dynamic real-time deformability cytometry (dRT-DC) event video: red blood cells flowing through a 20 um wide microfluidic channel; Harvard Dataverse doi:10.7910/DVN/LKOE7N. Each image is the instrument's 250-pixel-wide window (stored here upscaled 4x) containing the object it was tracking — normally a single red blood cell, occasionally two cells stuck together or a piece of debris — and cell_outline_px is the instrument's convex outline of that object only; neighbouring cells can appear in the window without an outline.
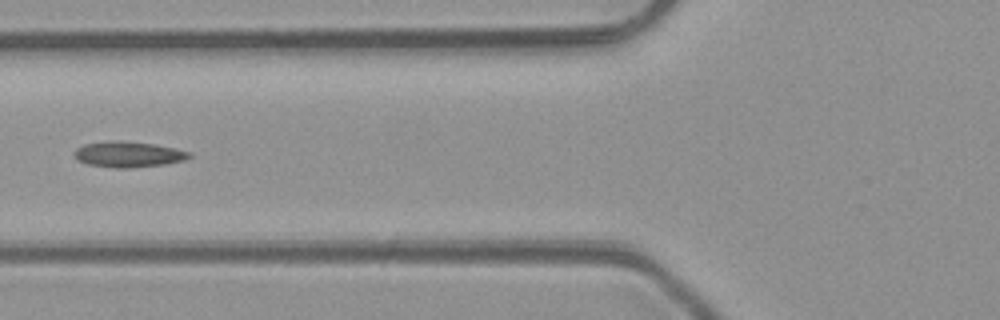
{"species": "common noctule bat (a hibernating species)", "species_latin": "Nyctalus noctula", "temperature_condition": "room temperature", "stored_images_in_passage": 6, "camera_frame_rate_fps": 3000, "um_per_image_px": 0.085, "animal": {"sex": "male", "body_mass_g": 23.1, "forearm_length_mm": 52.7}, "frame": {"image": 1, "passage_image": 5, "time_ms": 4.667, "image_size_px": [1000, 320], "cell_outline_px": [[192, 156], [184, 160], [164, 164], [128, 168], [112, 168], [88, 164], [76, 160], [72, 152], [76, 148], [84, 144], [108, 140], [120, 140], [152, 144], [176, 148], [192, 152]], "centroid_in_image_um": [10.87, 13.11], "position_along_channel_um": 114.9, "area_um2": 17.46}}
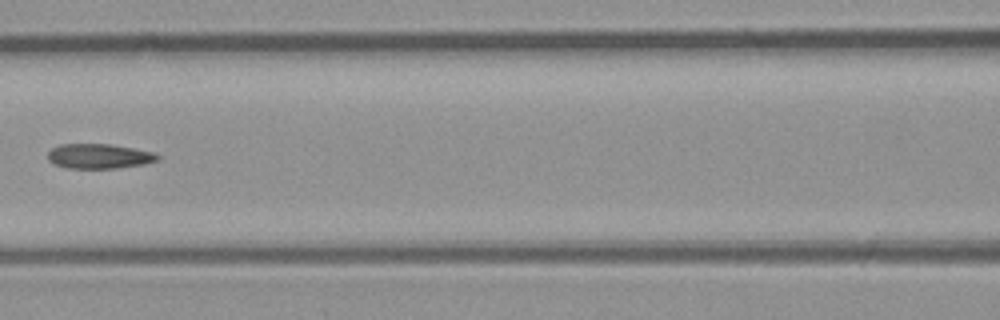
{"frame": {"image": 2, "passage_image": 6, "time_ms": 5.667, "image_size_px": [1000, 320], "cell_outline_px": [[160, 160], [144, 164], [116, 168], [68, 168], [52, 164], [48, 160], [48, 152], [52, 148], [60, 144], [112, 144], [152, 152], [160, 156]], "centroid_in_image_um": [8.41, 13.28], "position_along_channel_um": 158.2, "area_um2": 15.9}}